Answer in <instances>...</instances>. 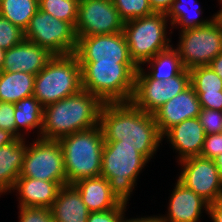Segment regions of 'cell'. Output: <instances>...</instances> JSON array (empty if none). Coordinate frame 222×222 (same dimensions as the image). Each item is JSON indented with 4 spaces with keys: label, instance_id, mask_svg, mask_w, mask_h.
<instances>
[{
    "label": "cell",
    "instance_id": "1",
    "mask_svg": "<svg viewBox=\"0 0 222 222\" xmlns=\"http://www.w3.org/2000/svg\"><path fill=\"white\" fill-rule=\"evenodd\" d=\"M100 127L104 141H120V145L132 146L148 161L163 140L153 114L140 110L131 102L105 103Z\"/></svg>",
    "mask_w": 222,
    "mask_h": 222
},
{
    "label": "cell",
    "instance_id": "2",
    "mask_svg": "<svg viewBox=\"0 0 222 222\" xmlns=\"http://www.w3.org/2000/svg\"><path fill=\"white\" fill-rule=\"evenodd\" d=\"M105 103L86 90L68 96L43 108L40 138L59 140L69 134L100 125Z\"/></svg>",
    "mask_w": 222,
    "mask_h": 222
},
{
    "label": "cell",
    "instance_id": "3",
    "mask_svg": "<svg viewBox=\"0 0 222 222\" xmlns=\"http://www.w3.org/2000/svg\"><path fill=\"white\" fill-rule=\"evenodd\" d=\"M82 88L104 103L130 102L138 67L135 63L80 62Z\"/></svg>",
    "mask_w": 222,
    "mask_h": 222
},
{
    "label": "cell",
    "instance_id": "4",
    "mask_svg": "<svg viewBox=\"0 0 222 222\" xmlns=\"http://www.w3.org/2000/svg\"><path fill=\"white\" fill-rule=\"evenodd\" d=\"M63 151L67 184L101 174L104 136L100 125L58 140Z\"/></svg>",
    "mask_w": 222,
    "mask_h": 222
},
{
    "label": "cell",
    "instance_id": "5",
    "mask_svg": "<svg viewBox=\"0 0 222 222\" xmlns=\"http://www.w3.org/2000/svg\"><path fill=\"white\" fill-rule=\"evenodd\" d=\"M82 89L81 66L76 54L53 55L35 75L33 96L45 107Z\"/></svg>",
    "mask_w": 222,
    "mask_h": 222
},
{
    "label": "cell",
    "instance_id": "6",
    "mask_svg": "<svg viewBox=\"0 0 222 222\" xmlns=\"http://www.w3.org/2000/svg\"><path fill=\"white\" fill-rule=\"evenodd\" d=\"M148 160L134 147L120 145V141H105L100 176L105 177L112 193L127 204L137 176Z\"/></svg>",
    "mask_w": 222,
    "mask_h": 222
},
{
    "label": "cell",
    "instance_id": "7",
    "mask_svg": "<svg viewBox=\"0 0 222 222\" xmlns=\"http://www.w3.org/2000/svg\"><path fill=\"white\" fill-rule=\"evenodd\" d=\"M167 21L165 13L154 12L152 15L124 22L122 32L129 55L137 67L172 46L169 43L171 39L166 36Z\"/></svg>",
    "mask_w": 222,
    "mask_h": 222
},
{
    "label": "cell",
    "instance_id": "8",
    "mask_svg": "<svg viewBox=\"0 0 222 222\" xmlns=\"http://www.w3.org/2000/svg\"><path fill=\"white\" fill-rule=\"evenodd\" d=\"M177 53L185 69L209 65L222 53V28L214 18L205 26L180 32Z\"/></svg>",
    "mask_w": 222,
    "mask_h": 222
},
{
    "label": "cell",
    "instance_id": "9",
    "mask_svg": "<svg viewBox=\"0 0 222 222\" xmlns=\"http://www.w3.org/2000/svg\"><path fill=\"white\" fill-rule=\"evenodd\" d=\"M24 35L26 40L46 48L53 55L72 54L77 49L75 28L39 8Z\"/></svg>",
    "mask_w": 222,
    "mask_h": 222
},
{
    "label": "cell",
    "instance_id": "10",
    "mask_svg": "<svg viewBox=\"0 0 222 222\" xmlns=\"http://www.w3.org/2000/svg\"><path fill=\"white\" fill-rule=\"evenodd\" d=\"M37 138L30 147L26 145L19 177L58 182L61 186L67 185L60 143L57 140Z\"/></svg>",
    "mask_w": 222,
    "mask_h": 222
},
{
    "label": "cell",
    "instance_id": "11",
    "mask_svg": "<svg viewBox=\"0 0 222 222\" xmlns=\"http://www.w3.org/2000/svg\"><path fill=\"white\" fill-rule=\"evenodd\" d=\"M190 86V73L184 69L168 80L152 79L145 69L138 67L135 74L134 91L130 102L140 110L153 114L167 101Z\"/></svg>",
    "mask_w": 222,
    "mask_h": 222
},
{
    "label": "cell",
    "instance_id": "12",
    "mask_svg": "<svg viewBox=\"0 0 222 222\" xmlns=\"http://www.w3.org/2000/svg\"><path fill=\"white\" fill-rule=\"evenodd\" d=\"M124 21L112 0H80L75 26L77 40L83 36L122 32Z\"/></svg>",
    "mask_w": 222,
    "mask_h": 222
},
{
    "label": "cell",
    "instance_id": "13",
    "mask_svg": "<svg viewBox=\"0 0 222 222\" xmlns=\"http://www.w3.org/2000/svg\"><path fill=\"white\" fill-rule=\"evenodd\" d=\"M179 181L208 204L222 198V180L213 159L192 156L179 161Z\"/></svg>",
    "mask_w": 222,
    "mask_h": 222
},
{
    "label": "cell",
    "instance_id": "14",
    "mask_svg": "<svg viewBox=\"0 0 222 222\" xmlns=\"http://www.w3.org/2000/svg\"><path fill=\"white\" fill-rule=\"evenodd\" d=\"M75 54L79 62L134 63L123 32L80 37Z\"/></svg>",
    "mask_w": 222,
    "mask_h": 222
},
{
    "label": "cell",
    "instance_id": "15",
    "mask_svg": "<svg viewBox=\"0 0 222 222\" xmlns=\"http://www.w3.org/2000/svg\"><path fill=\"white\" fill-rule=\"evenodd\" d=\"M201 105L193 87L190 85L183 92L179 93L154 113V119L159 132L163 136L171 127L190 118L198 117Z\"/></svg>",
    "mask_w": 222,
    "mask_h": 222
},
{
    "label": "cell",
    "instance_id": "16",
    "mask_svg": "<svg viewBox=\"0 0 222 222\" xmlns=\"http://www.w3.org/2000/svg\"><path fill=\"white\" fill-rule=\"evenodd\" d=\"M53 56L46 48L24 39L6 50L2 71L37 75Z\"/></svg>",
    "mask_w": 222,
    "mask_h": 222
},
{
    "label": "cell",
    "instance_id": "17",
    "mask_svg": "<svg viewBox=\"0 0 222 222\" xmlns=\"http://www.w3.org/2000/svg\"><path fill=\"white\" fill-rule=\"evenodd\" d=\"M208 203L178 179L169 199L168 215L162 222H198L201 210L208 212Z\"/></svg>",
    "mask_w": 222,
    "mask_h": 222
},
{
    "label": "cell",
    "instance_id": "18",
    "mask_svg": "<svg viewBox=\"0 0 222 222\" xmlns=\"http://www.w3.org/2000/svg\"><path fill=\"white\" fill-rule=\"evenodd\" d=\"M179 154V161L192 156H200L205 140V132L198 117L190 118L171 127L164 135Z\"/></svg>",
    "mask_w": 222,
    "mask_h": 222
},
{
    "label": "cell",
    "instance_id": "19",
    "mask_svg": "<svg viewBox=\"0 0 222 222\" xmlns=\"http://www.w3.org/2000/svg\"><path fill=\"white\" fill-rule=\"evenodd\" d=\"M189 73L201 108L222 112V78L209 65L193 67Z\"/></svg>",
    "mask_w": 222,
    "mask_h": 222
},
{
    "label": "cell",
    "instance_id": "20",
    "mask_svg": "<svg viewBox=\"0 0 222 222\" xmlns=\"http://www.w3.org/2000/svg\"><path fill=\"white\" fill-rule=\"evenodd\" d=\"M72 185L78 190L89 212L111 210L121 204L103 176L83 178Z\"/></svg>",
    "mask_w": 222,
    "mask_h": 222
},
{
    "label": "cell",
    "instance_id": "21",
    "mask_svg": "<svg viewBox=\"0 0 222 222\" xmlns=\"http://www.w3.org/2000/svg\"><path fill=\"white\" fill-rule=\"evenodd\" d=\"M61 185L58 182L18 177L12 190H17L20 207L51 208Z\"/></svg>",
    "mask_w": 222,
    "mask_h": 222
},
{
    "label": "cell",
    "instance_id": "22",
    "mask_svg": "<svg viewBox=\"0 0 222 222\" xmlns=\"http://www.w3.org/2000/svg\"><path fill=\"white\" fill-rule=\"evenodd\" d=\"M50 209L54 222H87L90 213L72 184L60 187Z\"/></svg>",
    "mask_w": 222,
    "mask_h": 222
},
{
    "label": "cell",
    "instance_id": "23",
    "mask_svg": "<svg viewBox=\"0 0 222 222\" xmlns=\"http://www.w3.org/2000/svg\"><path fill=\"white\" fill-rule=\"evenodd\" d=\"M25 138H16L0 147V194L11 192L23 167Z\"/></svg>",
    "mask_w": 222,
    "mask_h": 222
},
{
    "label": "cell",
    "instance_id": "24",
    "mask_svg": "<svg viewBox=\"0 0 222 222\" xmlns=\"http://www.w3.org/2000/svg\"><path fill=\"white\" fill-rule=\"evenodd\" d=\"M35 75L25 72H0V101L15 103L33 96Z\"/></svg>",
    "mask_w": 222,
    "mask_h": 222
},
{
    "label": "cell",
    "instance_id": "25",
    "mask_svg": "<svg viewBox=\"0 0 222 222\" xmlns=\"http://www.w3.org/2000/svg\"><path fill=\"white\" fill-rule=\"evenodd\" d=\"M14 107L16 138H24V135L19 132L21 128L26 131L37 128L40 135L44 108L41 103L34 96H30L15 102Z\"/></svg>",
    "mask_w": 222,
    "mask_h": 222
},
{
    "label": "cell",
    "instance_id": "26",
    "mask_svg": "<svg viewBox=\"0 0 222 222\" xmlns=\"http://www.w3.org/2000/svg\"><path fill=\"white\" fill-rule=\"evenodd\" d=\"M146 63L150 64L147 74L152 79L159 81L173 78L185 69L180 55L172 46L165 51L159 52Z\"/></svg>",
    "mask_w": 222,
    "mask_h": 222
},
{
    "label": "cell",
    "instance_id": "27",
    "mask_svg": "<svg viewBox=\"0 0 222 222\" xmlns=\"http://www.w3.org/2000/svg\"><path fill=\"white\" fill-rule=\"evenodd\" d=\"M38 8V0H2L0 15L25 31Z\"/></svg>",
    "mask_w": 222,
    "mask_h": 222
},
{
    "label": "cell",
    "instance_id": "28",
    "mask_svg": "<svg viewBox=\"0 0 222 222\" xmlns=\"http://www.w3.org/2000/svg\"><path fill=\"white\" fill-rule=\"evenodd\" d=\"M187 1V0H185ZM184 0H175L170 9L168 10V12L165 14L166 17L170 20V25L171 26H176L179 24L180 25V28L182 29L181 31L183 30H186V29H191V28H196V27H200V26H205L207 25L209 22H211L214 18H215V15H213V17L209 20H200L199 19V15L201 14L202 15V10L201 8L199 7V5L197 7L194 8V11H195V15H193L191 17V15L189 16L188 15V9L186 8L187 5L185 6V2ZM191 1V0H189ZM197 4V3H194V5ZM193 5V6H194Z\"/></svg>",
    "mask_w": 222,
    "mask_h": 222
},
{
    "label": "cell",
    "instance_id": "29",
    "mask_svg": "<svg viewBox=\"0 0 222 222\" xmlns=\"http://www.w3.org/2000/svg\"><path fill=\"white\" fill-rule=\"evenodd\" d=\"M80 0H38L39 9L70 23L74 28L78 19Z\"/></svg>",
    "mask_w": 222,
    "mask_h": 222
},
{
    "label": "cell",
    "instance_id": "30",
    "mask_svg": "<svg viewBox=\"0 0 222 222\" xmlns=\"http://www.w3.org/2000/svg\"><path fill=\"white\" fill-rule=\"evenodd\" d=\"M120 18L126 22L132 19L152 15L148 0H112Z\"/></svg>",
    "mask_w": 222,
    "mask_h": 222
},
{
    "label": "cell",
    "instance_id": "31",
    "mask_svg": "<svg viewBox=\"0 0 222 222\" xmlns=\"http://www.w3.org/2000/svg\"><path fill=\"white\" fill-rule=\"evenodd\" d=\"M24 39V31L0 15V48L8 50Z\"/></svg>",
    "mask_w": 222,
    "mask_h": 222
},
{
    "label": "cell",
    "instance_id": "32",
    "mask_svg": "<svg viewBox=\"0 0 222 222\" xmlns=\"http://www.w3.org/2000/svg\"><path fill=\"white\" fill-rule=\"evenodd\" d=\"M198 119L200 124L203 126L205 135L222 133L221 111L201 108Z\"/></svg>",
    "mask_w": 222,
    "mask_h": 222
},
{
    "label": "cell",
    "instance_id": "33",
    "mask_svg": "<svg viewBox=\"0 0 222 222\" xmlns=\"http://www.w3.org/2000/svg\"><path fill=\"white\" fill-rule=\"evenodd\" d=\"M19 222H54L50 208L19 207Z\"/></svg>",
    "mask_w": 222,
    "mask_h": 222
},
{
    "label": "cell",
    "instance_id": "34",
    "mask_svg": "<svg viewBox=\"0 0 222 222\" xmlns=\"http://www.w3.org/2000/svg\"><path fill=\"white\" fill-rule=\"evenodd\" d=\"M125 203H121L118 207L111 210L90 212L87 222H120L125 216Z\"/></svg>",
    "mask_w": 222,
    "mask_h": 222
},
{
    "label": "cell",
    "instance_id": "35",
    "mask_svg": "<svg viewBox=\"0 0 222 222\" xmlns=\"http://www.w3.org/2000/svg\"><path fill=\"white\" fill-rule=\"evenodd\" d=\"M14 103L0 101V129L11 133L16 138Z\"/></svg>",
    "mask_w": 222,
    "mask_h": 222
},
{
    "label": "cell",
    "instance_id": "36",
    "mask_svg": "<svg viewBox=\"0 0 222 222\" xmlns=\"http://www.w3.org/2000/svg\"><path fill=\"white\" fill-rule=\"evenodd\" d=\"M220 154H222V133L205 135L200 156L207 159H214Z\"/></svg>",
    "mask_w": 222,
    "mask_h": 222
},
{
    "label": "cell",
    "instance_id": "37",
    "mask_svg": "<svg viewBox=\"0 0 222 222\" xmlns=\"http://www.w3.org/2000/svg\"><path fill=\"white\" fill-rule=\"evenodd\" d=\"M175 0H148L149 5L155 13H167Z\"/></svg>",
    "mask_w": 222,
    "mask_h": 222
},
{
    "label": "cell",
    "instance_id": "38",
    "mask_svg": "<svg viewBox=\"0 0 222 222\" xmlns=\"http://www.w3.org/2000/svg\"><path fill=\"white\" fill-rule=\"evenodd\" d=\"M213 222H222V198L208 205V213Z\"/></svg>",
    "mask_w": 222,
    "mask_h": 222
},
{
    "label": "cell",
    "instance_id": "39",
    "mask_svg": "<svg viewBox=\"0 0 222 222\" xmlns=\"http://www.w3.org/2000/svg\"><path fill=\"white\" fill-rule=\"evenodd\" d=\"M215 73L222 78V53H219L209 64Z\"/></svg>",
    "mask_w": 222,
    "mask_h": 222
},
{
    "label": "cell",
    "instance_id": "40",
    "mask_svg": "<svg viewBox=\"0 0 222 222\" xmlns=\"http://www.w3.org/2000/svg\"><path fill=\"white\" fill-rule=\"evenodd\" d=\"M16 138L9 132L0 129V147L10 144Z\"/></svg>",
    "mask_w": 222,
    "mask_h": 222
},
{
    "label": "cell",
    "instance_id": "41",
    "mask_svg": "<svg viewBox=\"0 0 222 222\" xmlns=\"http://www.w3.org/2000/svg\"><path fill=\"white\" fill-rule=\"evenodd\" d=\"M135 222H162L160 216L135 218Z\"/></svg>",
    "mask_w": 222,
    "mask_h": 222
},
{
    "label": "cell",
    "instance_id": "42",
    "mask_svg": "<svg viewBox=\"0 0 222 222\" xmlns=\"http://www.w3.org/2000/svg\"><path fill=\"white\" fill-rule=\"evenodd\" d=\"M213 160L215 162V165L218 169L219 175H220L221 180H222V154L218 155Z\"/></svg>",
    "mask_w": 222,
    "mask_h": 222
},
{
    "label": "cell",
    "instance_id": "43",
    "mask_svg": "<svg viewBox=\"0 0 222 222\" xmlns=\"http://www.w3.org/2000/svg\"><path fill=\"white\" fill-rule=\"evenodd\" d=\"M5 52H6V50L0 48V72L2 71V66H3V62H4Z\"/></svg>",
    "mask_w": 222,
    "mask_h": 222
},
{
    "label": "cell",
    "instance_id": "44",
    "mask_svg": "<svg viewBox=\"0 0 222 222\" xmlns=\"http://www.w3.org/2000/svg\"><path fill=\"white\" fill-rule=\"evenodd\" d=\"M215 19L218 21L219 25L222 28V9L219 10L217 14H215Z\"/></svg>",
    "mask_w": 222,
    "mask_h": 222
},
{
    "label": "cell",
    "instance_id": "45",
    "mask_svg": "<svg viewBox=\"0 0 222 222\" xmlns=\"http://www.w3.org/2000/svg\"><path fill=\"white\" fill-rule=\"evenodd\" d=\"M124 219H125V218H123L120 222H135V218H133V219L131 218V219H129V220H128V219H127V220H126V219L124 220Z\"/></svg>",
    "mask_w": 222,
    "mask_h": 222
}]
</instances>
